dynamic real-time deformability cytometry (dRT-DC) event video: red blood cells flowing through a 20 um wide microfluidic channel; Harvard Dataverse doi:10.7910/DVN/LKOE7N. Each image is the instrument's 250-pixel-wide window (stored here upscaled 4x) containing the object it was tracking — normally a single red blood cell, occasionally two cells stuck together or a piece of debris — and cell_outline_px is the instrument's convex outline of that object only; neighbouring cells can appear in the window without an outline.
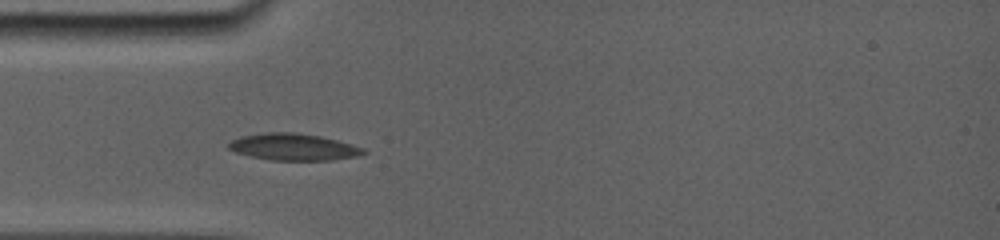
{"species": "common noctule bat (a hibernating species)", "species_latin": "Nyctalus noctula", "temperature_condition": "room temperature", "stored_images_in_passage": 47, "camera_frame_rate_fps": 5000, "um_per_image_px": 0.085, "animal": {"sex": "female", "body_mass_g": 19.0, "forearm_length_mm": 56.7}, "frame": {"image": 1, "passage_image": 1, "time_ms": 0.0, "image_size_px": [1000, 240], "cell_outline_px": [[364, 152], [356, 156], [332, 160], [272, 160], [252, 156], [236, 152], [228, 148], [228, 144], [232, 140], [244, 136], [276, 132], [284, 132], [316, 136], [336, 140], [360, 148]], "centroid_in_image_um": [24.89, 12.51], "position_along_channel_um": 60.1, "area_um2": 20.06}}
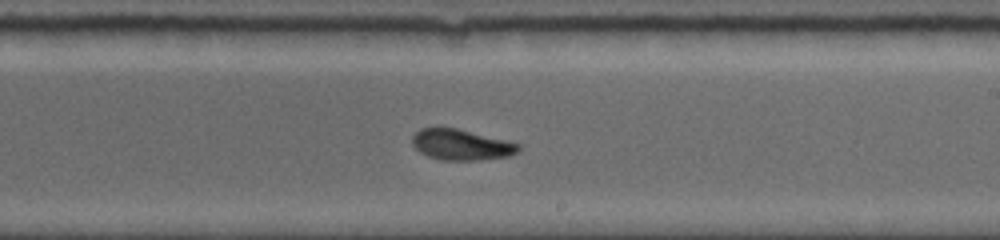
{"frame": {"image": 2, "passage_image": 27, "time_ms": 5.0, "image_size_px": [1000, 240], "cell_outline_px": [[520, 152], [508, 156], [476, 160], [440, 160], [428, 156], [420, 152], [412, 144], [412, 136], [420, 128], [456, 128], [520, 144]], "centroid_in_image_um": [39.19, 12.31], "position_along_channel_um": 249.8, "area_um2": 18.84}}
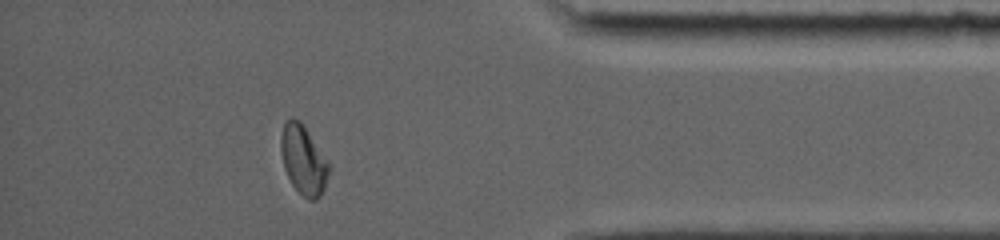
{"frame": {"image": 3, "passage_image": 43, "time_ms": 9.6, "image_size_px": [1000, 240], "cell_outline_px": [[332, 164], [324, 188], [320, 196], [316, 200], [308, 200], [292, 184], [284, 168], [280, 152], [280, 136], [284, 124], [292, 116], [300, 120]], "centroid_in_image_um": [25.81, 13.57], "position_along_channel_um": 409.4, "area_um2": 19.65}, "authors_computed_cell_mechanics": {"area_um2": 19.4208, "velocity_mm_per_s": 3.8172, "shape_relaxation_time_tau1_ms": 4.2353, "shape_relaxation_time_tau2_ms": 3.029, "deformation_change_tau1": 0.1612, "deformation_change_tau2": 0.0686}}